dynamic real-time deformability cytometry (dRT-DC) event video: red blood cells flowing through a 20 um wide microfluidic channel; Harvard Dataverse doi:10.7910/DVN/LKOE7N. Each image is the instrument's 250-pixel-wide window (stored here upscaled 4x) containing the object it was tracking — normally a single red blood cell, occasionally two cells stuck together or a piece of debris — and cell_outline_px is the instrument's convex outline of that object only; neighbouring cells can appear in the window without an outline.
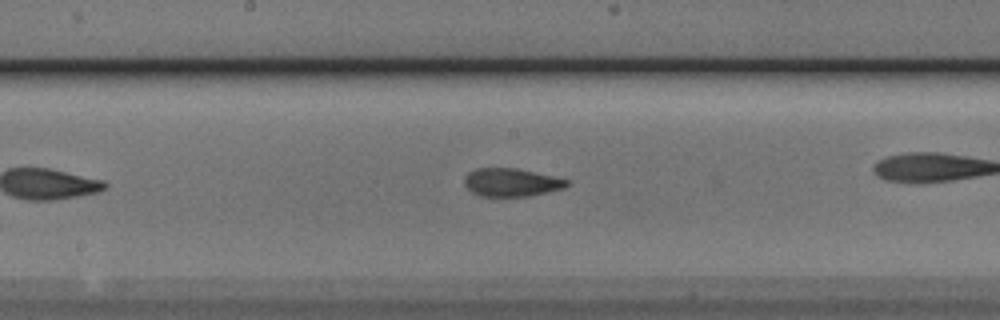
{"species": "Egyptian fruit bat (a non-hibernating species)", "species_latin": "Rousettus aegyptiacus", "temperature_condition": "cold", "stored_images_in_passage": 22, "camera_frame_rate_fps": 3000, "um_per_image_px": 0.085, "animal": {"sex": "male"}, "frame": {"image": 1, "passage_image": 10, "time_ms": 3.0, "image_size_px": [1000, 320], "cell_outline_px": [[572, 184], [564, 188], [548, 192], [528, 196], [480, 196], [472, 192], [464, 184], [464, 176], [468, 172], [476, 168], [516, 168], [552, 176], [568, 180]], "centroid_in_image_um": [43.46, 15.5], "position_along_channel_um": 204.7, "area_um2": 16.82}}